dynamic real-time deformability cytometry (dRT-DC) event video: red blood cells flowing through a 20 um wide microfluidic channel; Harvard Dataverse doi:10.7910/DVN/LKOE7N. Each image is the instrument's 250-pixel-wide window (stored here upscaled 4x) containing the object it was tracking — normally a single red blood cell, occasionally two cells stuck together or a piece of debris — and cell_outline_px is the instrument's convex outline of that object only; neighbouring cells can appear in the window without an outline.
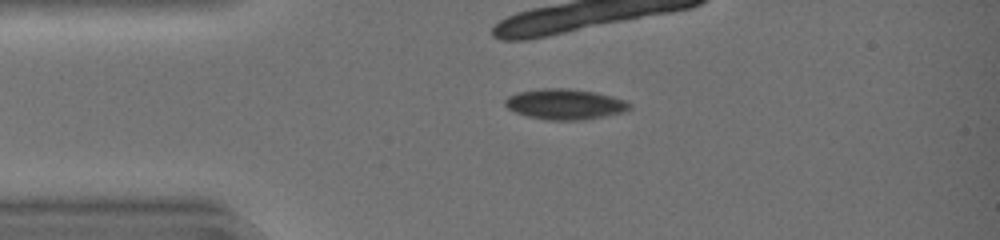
{"species": "common noctule bat (a hibernating species)", "species_latin": "Nyctalus noctula", "temperature_condition": "warm", "stored_images_in_passage": 3, "camera_frame_rate_fps": 3000, "um_per_image_px": 0.085, "animal": {"sex": "female", "body_mass_g": 19.0, "forearm_length_mm": 51.5}, "frame": {"image": 1, "passage_image": 1, "time_ms": 0.0, "image_size_px": [1000, 240], "cell_outline_px": [[632, 108], [624, 112], [584, 120], [548, 120], [528, 116], [516, 112], [508, 108], [504, 104], [504, 100], [508, 96], [516, 92], [540, 88], [568, 88], [596, 92], [612, 96], [624, 100], [632, 104]], "centroid_in_image_um": [48.03, 8.85], "position_along_channel_um": 37.0, "area_um2": 22.31}}